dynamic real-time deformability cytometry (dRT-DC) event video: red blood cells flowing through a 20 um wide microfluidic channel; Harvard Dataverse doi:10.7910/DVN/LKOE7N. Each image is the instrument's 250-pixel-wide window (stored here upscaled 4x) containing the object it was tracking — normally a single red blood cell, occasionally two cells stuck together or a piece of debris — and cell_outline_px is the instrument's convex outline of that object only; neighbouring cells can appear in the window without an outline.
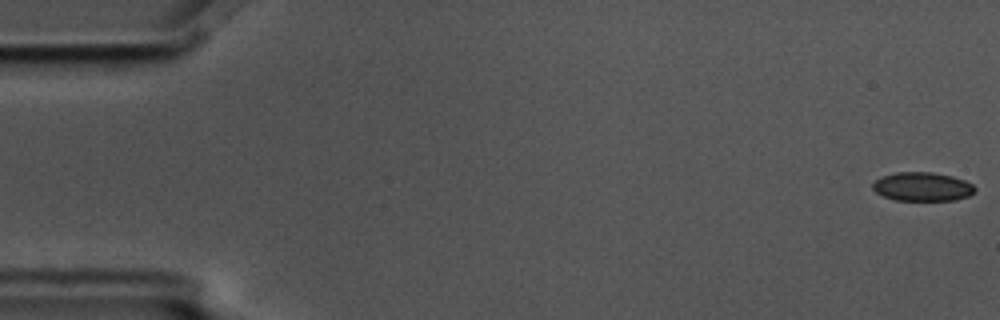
{"species": "common noctule bat (a hibernating species)", "species_latin": "Nyctalus noctula", "temperature_condition": "cold", "stored_images_in_passage": 15, "camera_frame_rate_fps": 3000, "um_per_image_px": 0.085, "animal": {"sex": "male", "body_mass_g": 17.5, "forearm_length_mm": 52.3}, "frame": {"image": 1, "passage_image": 1, "time_ms": 0.0, "image_size_px": [1000, 320], "cell_outline_px": [[976, 192], [968, 196], [956, 200], [896, 200], [884, 196], [876, 192], [872, 188], [872, 184], [880, 176], [896, 172], [932, 172], [952, 176], [964, 180], [972, 184], [976, 188]], "centroid_in_image_um": [78.41, 15.86], "position_along_channel_um": 6.6, "area_um2": 17.22}}
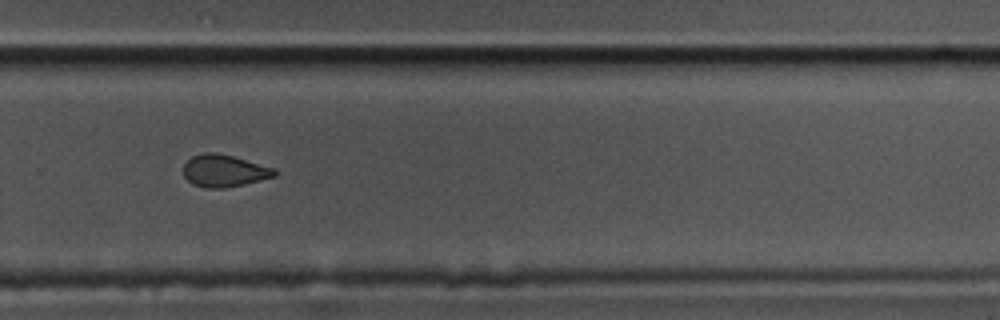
{"frame": {"image": 2, "passage_image": 11, "time_ms": 3.333, "image_size_px": [1000, 320], "cell_outline_px": [[276, 176], [244, 184], [224, 188], [204, 188], [192, 184], [184, 176], [184, 164], [192, 156], [204, 152], [216, 152], [232, 156], [276, 168]], "centroid_in_image_um": [19.05, 14.52], "position_along_channel_um": 310.8, "area_um2": 17.11}}
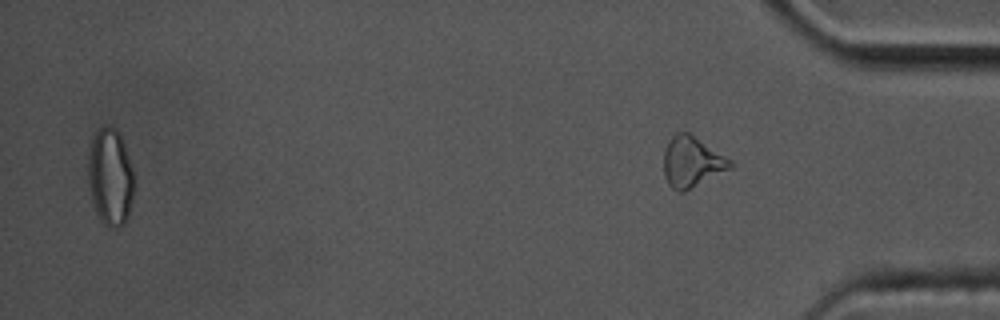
{"frame": {"image": 3, "passage_image": 15, "time_ms": 4.667, "image_size_px": [1000, 320], "cell_outline_px": [[732, 168], [684, 192], [676, 192], [668, 184], [664, 176], [664, 148], [668, 140], [676, 132], [688, 132], [732, 160]], "centroid_in_image_um": [58.79, 13.77], "position_along_channel_um": 376.4, "area_um2": 19.71}}